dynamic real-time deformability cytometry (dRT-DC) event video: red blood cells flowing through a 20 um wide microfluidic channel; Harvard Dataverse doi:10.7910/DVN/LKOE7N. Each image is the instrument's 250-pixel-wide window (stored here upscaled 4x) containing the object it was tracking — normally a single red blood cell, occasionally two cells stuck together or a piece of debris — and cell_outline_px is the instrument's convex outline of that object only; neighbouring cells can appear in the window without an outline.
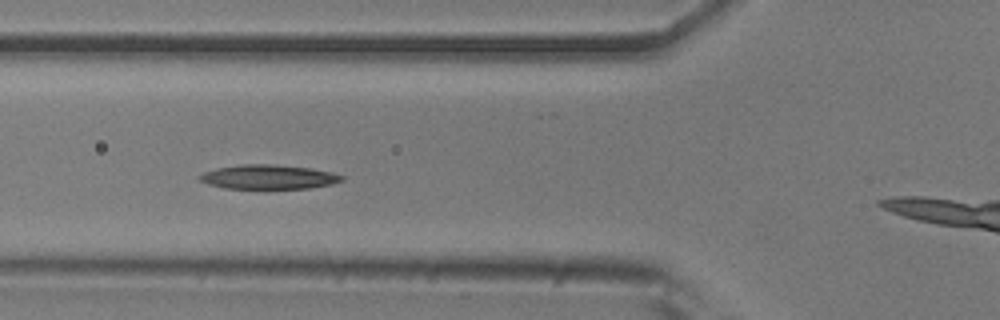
{"species": "common noctule bat (a hibernating species)", "species_latin": "Nyctalus noctula", "temperature_condition": "room temperature", "stored_images_in_passage": 31, "camera_frame_rate_fps": 3000, "um_per_image_px": 0.085, "animal": {"sex": "male", "body_mass_g": 20.5, "forearm_length_mm": 52.5}, "frame": {"image": 1, "passage_image": 6, "time_ms": 1.667, "image_size_px": [1000, 320], "cell_outline_px": [[344, 180], [332, 184], [312, 188], [224, 188], [208, 184], [200, 180], [196, 176], [204, 172], [216, 168], [244, 164], [272, 164], [308, 168], [332, 172], [344, 176]], "centroid_in_image_um": [22.82, 15.04], "position_along_channel_um": 103.0, "area_um2": 20.06}}
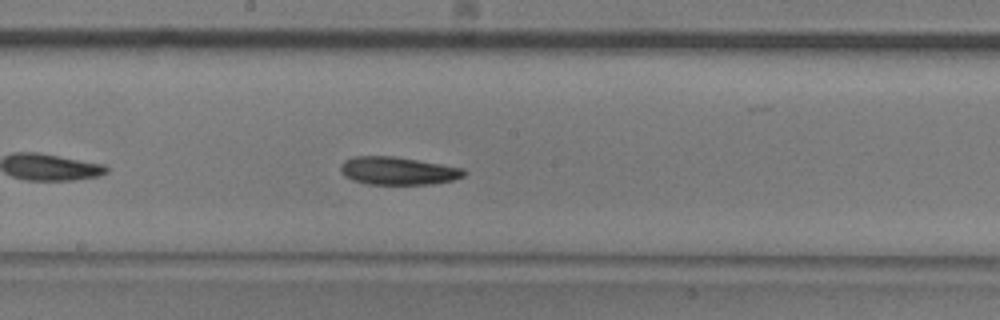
{"frame": {"image": 2, "passage_image": 15, "time_ms": 4.667, "image_size_px": [1000, 320], "cell_outline_px": [[468, 172], [464, 176], [452, 180], [432, 184], [368, 184], [352, 180], [344, 176], [340, 172], [340, 164], [344, 160], [352, 156], [392, 156], [464, 168]], "centroid_in_image_um": [33.79, 14.52], "position_along_channel_um": 214.4, "area_um2": 20.11}}
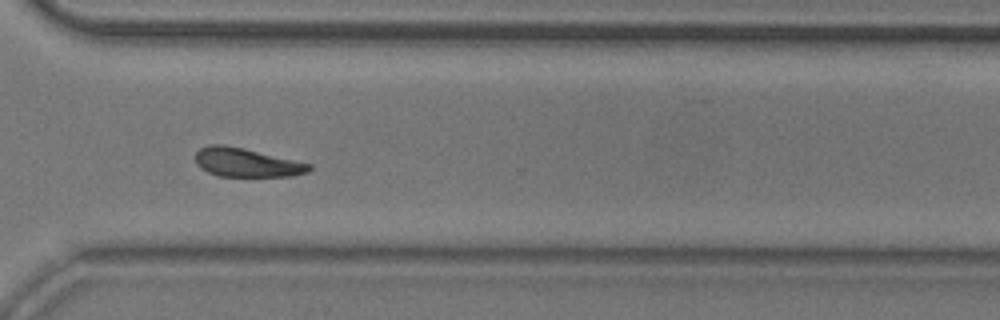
{"frame": {"image": 3, "passage_image": 26, "time_ms": 8.333, "image_size_px": [1000, 320], "cell_outline_px": [[312, 168], [308, 172], [292, 176], [216, 176], [200, 168], [196, 164], [196, 152], [200, 148], [208, 144], [224, 144], [244, 148], [312, 164]], "centroid_in_image_um": [20.94, 13.81], "position_along_channel_um": 349.7, "area_um2": 19.19}}